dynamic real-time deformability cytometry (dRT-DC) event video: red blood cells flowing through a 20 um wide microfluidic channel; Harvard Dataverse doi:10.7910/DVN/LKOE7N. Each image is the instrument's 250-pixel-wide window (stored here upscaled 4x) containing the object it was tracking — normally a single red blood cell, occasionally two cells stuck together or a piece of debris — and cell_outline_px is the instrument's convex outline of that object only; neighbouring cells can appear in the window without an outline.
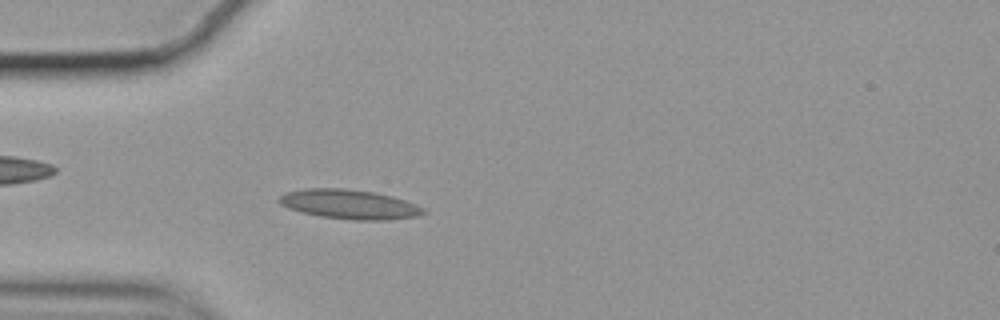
{"species": "common noctule bat (a hibernating species)", "species_latin": "Nyctalus noctula", "temperature_condition": "cold", "stored_images_in_passage": 56, "camera_frame_rate_fps": 3000, "um_per_image_px": 0.085, "animal": {"sex": "female", "body_mass_g": 19.9}, "frame": {"image": 1, "passage_image": 15, "time_ms": 4.667, "image_size_px": [1000, 320], "cell_outline_px": [[428, 212], [416, 216], [384, 220], [356, 220], [320, 216], [300, 212], [288, 208], [280, 204], [276, 200], [284, 192], [304, 188], [344, 188], [372, 192], [392, 196], [416, 204], [424, 208]], "centroid_in_image_um": [29.65, 17.36], "position_along_channel_um": 55.3, "area_um2": 24.8}}
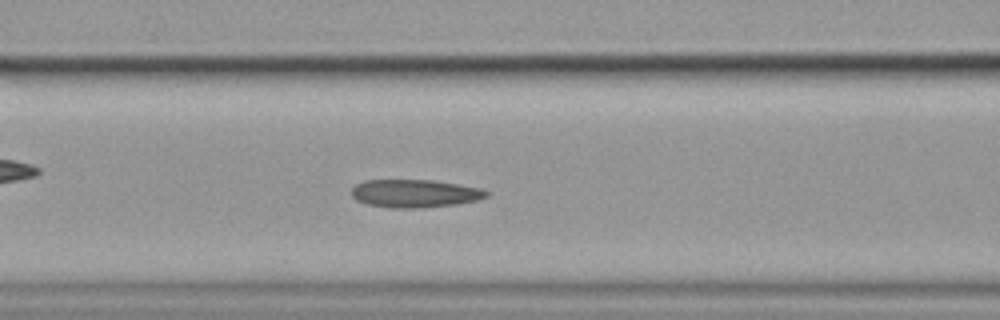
{"frame": {"image": 2, "passage_image": 22, "time_ms": 7.0, "image_size_px": [1000, 320], "cell_outline_px": [[488, 196], [476, 200], [456, 204], [420, 208], [392, 208], [368, 204], [356, 200], [352, 196], [352, 188], [356, 184], [364, 180], [432, 180], [480, 188], [488, 192]], "centroid_in_image_um": [35.22, 16.44], "position_along_channel_um": 131.4, "area_um2": 21.85}}
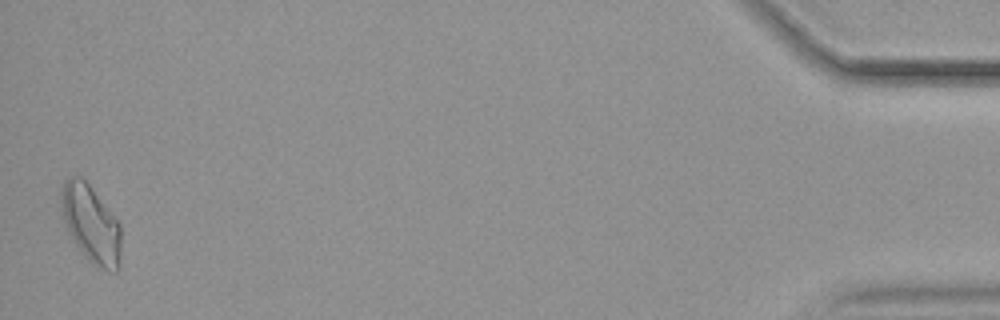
{"frame": {"image": 3, "passage_image": 55, "time_ms": 18.0, "image_size_px": [1000, 320], "cell_outline_px": [[120, 268], [116, 272], [100, 268], [92, 264], [80, 252], [68, 232], [60, 212], [60, 192], [64, 180], [72, 176], [80, 176], [88, 184], [120, 224]], "centroid_in_image_um": [7.7, 19.05], "position_along_channel_um": 427.5, "area_um2": 27.17}, "authors_computed_cell_mechanics": {"area_um2": 22.1663, "velocity_mm_per_s": 3.5051, "shape_relaxation_time_tau1_ms": 11.3125, "shape_relaxation_time_tau2_ms": 3.7396, "deformation_change_tau1": 0.2141, "deformation_change_tau2": 0.1203}}